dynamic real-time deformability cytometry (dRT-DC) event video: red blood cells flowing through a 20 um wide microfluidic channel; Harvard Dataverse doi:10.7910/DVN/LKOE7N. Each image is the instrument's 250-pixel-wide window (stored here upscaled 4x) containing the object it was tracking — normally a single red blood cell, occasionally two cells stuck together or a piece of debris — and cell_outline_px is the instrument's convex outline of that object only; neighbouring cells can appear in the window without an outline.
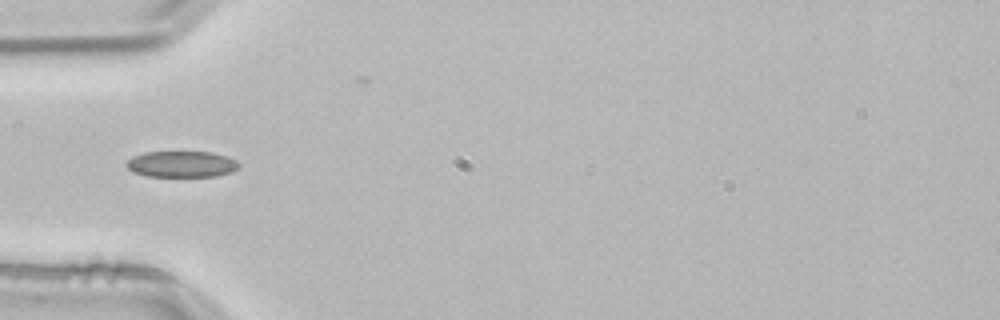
{"species": "common noctule bat (a hibernating species)", "species_latin": "Nyctalus noctula", "temperature_condition": "room temperature", "stored_images_in_passage": 2, "camera_frame_rate_fps": 3000, "um_per_image_px": 0.085, "animal": {"sex": "male", "body_mass_g": 21.5, "forearm_length_mm": 52.0}, "frame": {"image": 1, "passage_image": 2, "time_ms": 0.333, "image_size_px": [1000, 320], "cell_outline_px": [[240, 164], [232, 172], [216, 176], [148, 176], [132, 172], [124, 164], [132, 156], [144, 152], [212, 152], [236, 160]], "centroid_in_image_um": [15.4, 13.95], "position_along_channel_um": 69.6, "area_um2": 17.11}}